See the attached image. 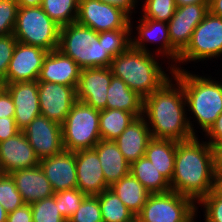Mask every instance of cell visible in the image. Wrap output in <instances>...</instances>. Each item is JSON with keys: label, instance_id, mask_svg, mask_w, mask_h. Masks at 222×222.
I'll return each mask as SVG.
<instances>
[{"label": "cell", "instance_id": "1", "mask_svg": "<svg viewBox=\"0 0 222 222\" xmlns=\"http://www.w3.org/2000/svg\"><path fill=\"white\" fill-rule=\"evenodd\" d=\"M158 90L143 99V115L153 138L184 142L195 137L196 129L187 117L182 85L173 76Z\"/></svg>", "mask_w": 222, "mask_h": 222}, {"label": "cell", "instance_id": "2", "mask_svg": "<svg viewBox=\"0 0 222 222\" xmlns=\"http://www.w3.org/2000/svg\"><path fill=\"white\" fill-rule=\"evenodd\" d=\"M214 177L213 152L207 141L198 135L177 142L171 191L191 198L198 203L212 191Z\"/></svg>", "mask_w": 222, "mask_h": 222}, {"label": "cell", "instance_id": "3", "mask_svg": "<svg viewBox=\"0 0 222 222\" xmlns=\"http://www.w3.org/2000/svg\"><path fill=\"white\" fill-rule=\"evenodd\" d=\"M159 57L154 52H145L130 46L113 57L110 69L113 76L122 79L131 90L145 99L171 78L162 69Z\"/></svg>", "mask_w": 222, "mask_h": 222}, {"label": "cell", "instance_id": "4", "mask_svg": "<svg viewBox=\"0 0 222 222\" xmlns=\"http://www.w3.org/2000/svg\"><path fill=\"white\" fill-rule=\"evenodd\" d=\"M169 73L183 88L187 111L193 114L197 125L204 133L215 123L222 113V84L212 76L192 74L184 69Z\"/></svg>", "mask_w": 222, "mask_h": 222}, {"label": "cell", "instance_id": "5", "mask_svg": "<svg viewBox=\"0 0 222 222\" xmlns=\"http://www.w3.org/2000/svg\"><path fill=\"white\" fill-rule=\"evenodd\" d=\"M100 111L76 101L62 126L63 148L66 151L93 149L101 140Z\"/></svg>", "mask_w": 222, "mask_h": 222}, {"label": "cell", "instance_id": "6", "mask_svg": "<svg viewBox=\"0 0 222 222\" xmlns=\"http://www.w3.org/2000/svg\"><path fill=\"white\" fill-rule=\"evenodd\" d=\"M60 26L42 9L36 7H19L14 37L18 42L38 46L50 52L58 49Z\"/></svg>", "mask_w": 222, "mask_h": 222}, {"label": "cell", "instance_id": "7", "mask_svg": "<svg viewBox=\"0 0 222 222\" xmlns=\"http://www.w3.org/2000/svg\"><path fill=\"white\" fill-rule=\"evenodd\" d=\"M222 56V18L210 12L197 25L187 47L179 54L173 70H181L182 64L204 61ZM185 62V63H184ZM179 63V64H178ZM178 64V65H177Z\"/></svg>", "mask_w": 222, "mask_h": 222}, {"label": "cell", "instance_id": "8", "mask_svg": "<svg viewBox=\"0 0 222 222\" xmlns=\"http://www.w3.org/2000/svg\"><path fill=\"white\" fill-rule=\"evenodd\" d=\"M196 210L191 198L168 191L150 194L136 218L140 222H185Z\"/></svg>", "mask_w": 222, "mask_h": 222}, {"label": "cell", "instance_id": "9", "mask_svg": "<svg viewBox=\"0 0 222 222\" xmlns=\"http://www.w3.org/2000/svg\"><path fill=\"white\" fill-rule=\"evenodd\" d=\"M132 18L123 9L103 3L100 0H79L76 22L99 33L118 29H132Z\"/></svg>", "mask_w": 222, "mask_h": 222}, {"label": "cell", "instance_id": "10", "mask_svg": "<svg viewBox=\"0 0 222 222\" xmlns=\"http://www.w3.org/2000/svg\"><path fill=\"white\" fill-rule=\"evenodd\" d=\"M22 131L39 160L52 157L64 150L61 124L45 116L35 117Z\"/></svg>", "mask_w": 222, "mask_h": 222}, {"label": "cell", "instance_id": "11", "mask_svg": "<svg viewBox=\"0 0 222 222\" xmlns=\"http://www.w3.org/2000/svg\"><path fill=\"white\" fill-rule=\"evenodd\" d=\"M38 96L41 115L59 124L77 101L75 87L45 81H38Z\"/></svg>", "mask_w": 222, "mask_h": 222}, {"label": "cell", "instance_id": "12", "mask_svg": "<svg viewBox=\"0 0 222 222\" xmlns=\"http://www.w3.org/2000/svg\"><path fill=\"white\" fill-rule=\"evenodd\" d=\"M138 22L139 24L134 27L138 32L135 34H138V36H136L137 38L134 35L131 36V46L145 52H152L148 49L147 43H158L160 47L156 51L153 49V51L155 54L162 56L161 58L163 59L165 56L168 60L171 58L170 61L172 62L169 67L171 72H173L172 64L178 62L180 53L170 42L167 22L142 17L139 18Z\"/></svg>", "mask_w": 222, "mask_h": 222}, {"label": "cell", "instance_id": "13", "mask_svg": "<svg viewBox=\"0 0 222 222\" xmlns=\"http://www.w3.org/2000/svg\"><path fill=\"white\" fill-rule=\"evenodd\" d=\"M47 54L41 47L17 42L6 73V84L38 81Z\"/></svg>", "mask_w": 222, "mask_h": 222}, {"label": "cell", "instance_id": "14", "mask_svg": "<svg viewBox=\"0 0 222 222\" xmlns=\"http://www.w3.org/2000/svg\"><path fill=\"white\" fill-rule=\"evenodd\" d=\"M110 67L83 68L77 86V101L96 110L106 109L107 90L112 80Z\"/></svg>", "mask_w": 222, "mask_h": 222}, {"label": "cell", "instance_id": "15", "mask_svg": "<svg viewBox=\"0 0 222 222\" xmlns=\"http://www.w3.org/2000/svg\"><path fill=\"white\" fill-rule=\"evenodd\" d=\"M209 13V4L176 6L172 18L167 22L170 42L181 53L189 44L193 31Z\"/></svg>", "mask_w": 222, "mask_h": 222}, {"label": "cell", "instance_id": "16", "mask_svg": "<svg viewBox=\"0 0 222 222\" xmlns=\"http://www.w3.org/2000/svg\"><path fill=\"white\" fill-rule=\"evenodd\" d=\"M98 39V33L92 28L70 23L60 27L58 50L69 56L78 66L88 68V46Z\"/></svg>", "mask_w": 222, "mask_h": 222}, {"label": "cell", "instance_id": "17", "mask_svg": "<svg viewBox=\"0 0 222 222\" xmlns=\"http://www.w3.org/2000/svg\"><path fill=\"white\" fill-rule=\"evenodd\" d=\"M34 149L23 131L0 142V173L11 174L19 169L39 165Z\"/></svg>", "mask_w": 222, "mask_h": 222}, {"label": "cell", "instance_id": "18", "mask_svg": "<svg viewBox=\"0 0 222 222\" xmlns=\"http://www.w3.org/2000/svg\"><path fill=\"white\" fill-rule=\"evenodd\" d=\"M75 161L77 188L82 193L97 196L109 188L98 154L94 149L76 151Z\"/></svg>", "mask_w": 222, "mask_h": 222}, {"label": "cell", "instance_id": "19", "mask_svg": "<svg viewBox=\"0 0 222 222\" xmlns=\"http://www.w3.org/2000/svg\"><path fill=\"white\" fill-rule=\"evenodd\" d=\"M3 85L13 100L15 106L14 119L17 127L22 131L35 117L41 115L38 81L15 82Z\"/></svg>", "mask_w": 222, "mask_h": 222}, {"label": "cell", "instance_id": "20", "mask_svg": "<svg viewBox=\"0 0 222 222\" xmlns=\"http://www.w3.org/2000/svg\"><path fill=\"white\" fill-rule=\"evenodd\" d=\"M39 165L54 193L77 188L75 152L63 150L40 160Z\"/></svg>", "mask_w": 222, "mask_h": 222}, {"label": "cell", "instance_id": "21", "mask_svg": "<svg viewBox=\"0 0 222 222\" xmlns=\"http://www.w3.org/2000/svg\"><path fill=\"white\" fill-rule=\"evenodd\" d=\"M81 68L69 56L55 49L46 55L38 81L72 86L77 89Z\"/></svg>", "mask_w": 222, "mask_h": 222}, {"label": "cell", "instance_id": "22", "mask_svg": "<svg viewBox=\"0 0 222 222\" xmlns=\"http://www.w3.org/2000/svg\"><path fill=\"white\" fill-rule=\"evenodd\" d=\"M11 176L25 204H32L54 195L50 182L40 165L16 170L11 173Z\"/></svg>", "mask_w": 222, "mask_h": 222}, {"label": "cell", "instance_id": "23", "mask_svg": "<svg viewBox=\"0 0 222 222\" xmlns=\"http://www.w3.org/2000/svg\"><path fill=\"white\" fill-rule=\"evenodd\" d=\"M152 138L148 124L143 117L136 118L115 140L118 149L131 164L143 157Z\"/></svg>", "mask_w": 222, "mask_h": 222}, {"label": "cell", "instance_id": "24", "mask_svg": "<svg viewBox=\"0 0 222 222\" xmlns=\"http://www.w3.org/2000/svg\"><path fill=\"white\" fill-rule=\"evenodd\" d=\"M93 149L98 154L104 178L109 187L130 173V163L114 141L101 139Z\"/></svg>", "mask_w": 222, "mask_h": 222}, {"label": "cell", "instance_id": "25", "mask_svg": "<svg viewBox=\"0 0 222 222\" xmlns=\"http://www.w3.org/2000/svg\"><path fill=\"white\" fill-rule=\"evenodd\" d=\"M106 98V109L128 111L137 118L143 115V98L131 90L120 78L112 76Z\"/></svg>", "mask_w": 222, "mask_h": 222}, {"label": "cell", "instance_id": "26", "mask_svg": "<svg viewBox=\"0 0 222 222\" xmlns=\"http://www.w3.org/2000/svg\"><path fill=\"white\" fill-rule=\"evenodd\" d=\"M176 147V141L152 137L144 154L169 182L174 173Z\"/></svg>", "mask_w": 222, "mask_h": 222}, {"label": "cell", "instance_id": "27", "mask_svg": "<svg viewBox=\"0 0 222 222\" xmlns=\"http://www.w3.org/2000/svg\"><path fill=\"white\" fill-rule=\"evenodd\" d=\"M109 189L117 194L119 199L135 216L141 212L142 207L150 196V193L131 173L112 184Z\"/></svg>", "mask_w": 222, "mask_h": 222}, {"label": "cell", "instance_id": "28", "mask_svg": "<svg viewBox=\"0 0 222 222\" xmlns=\"http://www.w3.org/2000/svg\"><path fill=\"white\" fill-rule=\"evenodd\" d=\"M130 173L150 194L171 191L169 181L157 170L145 156L130 164Z\"/></svg>", "mask_w": 222, "mask_h": 222}, {"label": "cell", "instance_id": "29", "mask_svg": "<svg viewBox=\"0 0 222 222\" xmlns=\"http://www.w3.org/2000/svg\"><path fill=\"white\" fill-rule=\"evenodd\" d=\"M137 117L119 109L100 111L99 128L102 140L114 141Z\"/></svg>", "mask_w": 222, "mask_h": 222}, {"label": "cell", "instance_id": "30", "mask_svg": "<svg viewBox=\"0 0 222 222\" xmlns=\"http://www.w3.org/2000/svg\"><path fill=\"white\" fill-rule=\"evenodd\" d=\"M97 196L103 222H131L136 217L109 188Z\"/></svg>", "mask_w": 222, "mask_h": 222}, {"label": "cell", "instance_id": "31", "mask_svg": "<svg viewBox=\"0 0 222 222\" xmlns=\"http://www.w3.org/2000/svg\"><path fill=\"white\" fill-rule=\"evenodd\" d=\"M79 0H43L44 12L60 27L74 23L78 16Z\"/></svg>", "mask_w": 222, "mask_h": 222}, {"label": "cell", "instance_id": "32", "mask_svg": "<svg viewBox=\"0 0 222 222\" xmlns=\"http://www.w3.org/2000/svg\"><path fill=\"white\" fill-rule=\"evenodd\" d=\"M132 29H118L103 31L98 33V40L104 46L105 50L115 57L124 51H126L131 46V35Z\"/></svg>", "mask_w": 222, "mask_h": 222}, {"label": "cell", "instance_id": "33", "mask_svg": "<svg viewBox=\"0 0 222 222\" xmlns=\"http://www.w3.org/2000/svg\"><path fill=\"white\" fill-rule=\"evenodd\" d=\"M32 208L33 222H67L65 217L60 213L55 196L30 204Z\"/></svg>", "mask_w": 222, "mask_h": 222}, {"label": "cell", "instance_id": "34", "mask_svg": "<svg viewBox=\"0 0 222 222\" xmlns=\"http://www.w3.org/2000/svg\"><path fill=\"white\" fill-rule=\"evenodd\" d=\"M0 204L8 213L25 204L11 174L0 173Z\"/></svg>", "mask_w": 222, "mask_h": 222}, {"label": "cell", "instance_id": "35", "mask_svg": "<svg viewBox=\"0 0 222 222\" xmlns=\"http://www.w3.org/2000/svg\"><path fill=\"white\" fill-rule=\"evenodd\" d=\"M142 18L168 22L175 13V0H143Z\"/></svg>", "mask_w": 222, "mask_h": 222}, {"label": "cell", "instance_id": "36", "mask_svg": "<svg viewBox=\"0 0 222 222\" xmlns=\"http://www.w3.org/2000/svg\"><path fill=\"white\" fill-rule=\"evenodd\" d=\"M67 222H103L98 196L86 195L81 206Z\"/></svg>", "mask_w": 222, "mask_h": 222}, {"label": "cell", "instance_id": "37", "mask_svg": "<svg viewBox=\"0 0 222 222\" xmlns=\"http://www.w3.org/2000/svg\"><path fill=\"white\" fill-rule=\"evenodd\" d=\"M60 213L68 220L81 206L82 199L86 196L78 188L63 190L54 193Z\"/></svg>", "mask_w": 222, "mask_h": 222}, {"label": "cell", "instance_id": "38", "mask_svg": "<svg viewBox=\"0 0 222 222\" xmlns=\"http://www.w3.org/2000/svg\"><path fill=\"white\" fill-rule=\"evenodd\" d=\"M18 8L17 0H0V36L13 34Z\"/></svg>", "mask_w": 222, "mask_h": 222}, {"label": "cell", "instance_id": "39", "mask_svg": "<svg viewBox=\"0 0 222 222\" xmlns=\"http://www.w3.org/2000/svg\"><path fill=\"white\" fill-rule=\"evenodd\" d=\"M14 34L0 36V82L6 84V73L17 44Z\"/></svg>", "mask_w": 222, "mask_h": 222}, {"label": "cell", "instance_id": "40", "mask_svg": "<svg viewBox=\"0 0 222 222\" xmlns=\"http://www.w3.org/2000/svg\"><path fill=\"white\" fill-rule=\"evenodd\" d=\"M197 204L204 206L205 222H222V197L215 196L210 192Z\"/></svg>", "mask_w": 222, "mask_h": 222}, {"label": "cell", "instance_id": "41", "mask_svg": "<svg viewBox=\"0 0 222 222\" xmlns=\"http://www.w3.org/2000/svg\"><path fill=\"white\" fill-rule=\"evenodd\" d=\"M112 59L98 39L88 46V68L110 67Z\"/></svg>", "mask_w": 222, "mask_h": 222}, {"label": "cell", "instance_id": "42", "mask_svg": "<svg viewBox=\"0 0 222 222\" xmlns=\"http://www.w3.org/2000/svg\"><path fill=\"white\" fill-rule=\"evenodd\" d=\"M15 106L10 93L2 87L0 89V118L14 117Z\"/></svg>", "mask_w": 222, "mask_h": 222}, {"label": "cell", "instance_id": "43", "mask_svg": "<svg viewBox=\"0 0 222 222\" xmlns=\"http://www.w3.org/2000/svg\"><path fill=\"white\" fill-rule=\"evenodd\" d=\"M20 131L14 117L0 118V142L15 136Z\"/></svg>", "mask_w": 222, "mask_h": 222}, {"label": "cell", "instance_id": "44", "mask_svg": "<svg viewBox=\"0 0 222 222\" xmlns=\"http://www.w3.org/2000/svg\"><path fill=\"white\" fill-rule=\"evenodd\" d=\"M6 222H33L30 204H24L14 211L9 212Z\"/></svg>", "mask_w": 222, "mask_h": 222}, {"label": "cell", "instance_id": "45", "mask_svg": "<svg viewBox=\"0 0 222 222\" xmlns=\"http://www.w3.org/2000/svg\"><path fill=\"white\" fill-rule=\"evenodd\" d=\"M210 145L222 142V113L218 116L215 123L204 134ZM208 137V138H207Z\"/></svg>", "mask_w": 222, "mask_h": 222}, {"label": "cell", "instance_id": "46", "mask_svg": "<svg viewBox=\"0 0 222 222\" xmlns=\"http://www.w3.org/2000/svg\"><path fill=\"white\" fill-rule=\"evenodd\" d=\"M103 3H107L110 5H114L116 7H119L123 9L125 12H127L130 16L133 13V9L138 6L139 0H100ZM137 5V6H136Z\"/></svg>", "mask_w": 222, "mask_h": 222}, {"label": "cell", "instance_id": "47", "mask_svg": "<svg viewBox=\"0 0 222 222\" xmlns=\"http://www.w3.org/2000/svg\"><path fill=\"white\" fill-rule=\"evenodd\" d=\"M213 152L214 173H222V142L211 145Z\"/></svg>", "mask_w": 222, "mask_h": 222}, {"label": "cell", "instance_id": "48", "mask_svg": "<svg viewBox=\"0 0 222 222\" xmlns=\"http://www.w3.org/2000/svg\"><path fill=\"white\" fill-rule=\"evenodd\" d=\"M211 192L215 196L222 197V173H214Z\"/></svg>", "mask_w": 222, "mask_h": 222}, {"label": "cell", "instance_id": "49", "mask_svg": "<svg viewBox=\"0 0 222 222\" xmlns=\"http://www.w3.org/2000/svg\"><path fill=\"white\" fill-rule=\"evenodd\" d=\"M209 12L222 18V0H209Z\"/></svg>", "mask_w": 222, "mask_h": 222}, {"label": "cell", "instance_id": "50", "mask_svg": "<svg viewBox=\"0 0 222 222\" xmlns=\"http://www.w3.org/2000/svg\"><path fill=\"white\" fill-rule=\"evenodd\" d=\"M43 0H17L19 7L41 6Z\"/></svg>", "mask_w": 222, "mask_h": 222}, {"label": "cell", "instance_id": "51", "mask_svg": "<svg viewBox=\"0 0 222 222\" xmlns=\"http://www.w3.org/2000/svg\"><path fill=\"white\" fill-rule=\"evenodd\" d=\"M176 6H184L189 4H209V0H175Z\"/></svg>", "mask_w": 222, "mask_h": 222}, {"label": "cell", "instance_id": "52", "mask_svg": "<svg viewBox=\"0 0 222 222\" xmlns=\"http://www.w3.org/2000/svg\"><path fill=\"white\" fill-rule=\"evenodd\" d=\"M8 217V212L0 204V222H6Z\"/></svg>", "mask_w": 222, "mask_h": 222}, {"label": "cell", "instance_id": "53", "mask_svg": "<svg viewBox=\"0 0 222 222\" xmlns=\"http://www.w3.org/2000/svg\"><path fill=\"white\" fill-rule=\"evenodd\" d=\"M198 206H197V210L185 221V222H196V217H197V213H198Z\"/></svg>", "mask_w": 222, "mask_h": 222}, {"label": "cell", "instance_id": "54", "mask_svg": "<svg viewBox=\"0 0 222 222\" xmlns=\"http://www.w3.org/2000/svg\"><path fill=\"white\" fill-rule=\"evenodd\" d=\"M131 222H140L136 217Z\"/></svg>", "mask_w": 222, "mask_h": 222}, {"label": "cell", "instance_id": "55", "mask_svg": "<svg viewBox=\"0 0 222 222\" xmlns=\"http://www.w3.org/2000/svg\"><path fill=\"white\" fill-rule=\"evenodd\" d=\"M3 86H4L3 83L0 82V89H1Z\"/></svg>", "mask_w": 222, "mask_h": 222}]
</instances>
